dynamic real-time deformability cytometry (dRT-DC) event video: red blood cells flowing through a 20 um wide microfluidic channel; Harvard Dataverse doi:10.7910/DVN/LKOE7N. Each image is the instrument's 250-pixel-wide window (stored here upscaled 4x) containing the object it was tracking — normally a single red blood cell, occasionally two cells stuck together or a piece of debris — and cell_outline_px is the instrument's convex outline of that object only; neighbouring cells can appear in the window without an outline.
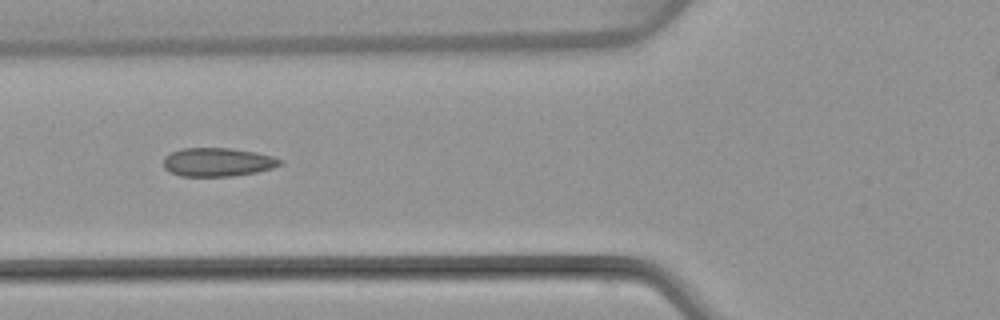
{"species": "common noctule bat (a hibernating species)", "species_latin": "Nyctalus noctula", "temperature_condition": "warm", "stored_images_in_passage": 5, "camera_frame_rate_fps": 3000, "um_per_image_px": 0.085, "animal": {"sex": "female", "body_mass_g": 22.7, "forearm_length_mm": 54.2}, "frame": {"image": 1, "passage_image": 5, "time_ms": 4.667, "image_size_px": [1000, 320], "cell_outline_px": [[284, 164], [272, 168], [256, 172], [232, 176], [180, 176], [164, 168], [164, 156], [180, 148], [232, 148], [256, 152], [272, 156], [284, 160]], "centroid_in_image_um": [18.53, 13.77], "position_along_channel_um": 107.3, "area_um2": 19.54}}